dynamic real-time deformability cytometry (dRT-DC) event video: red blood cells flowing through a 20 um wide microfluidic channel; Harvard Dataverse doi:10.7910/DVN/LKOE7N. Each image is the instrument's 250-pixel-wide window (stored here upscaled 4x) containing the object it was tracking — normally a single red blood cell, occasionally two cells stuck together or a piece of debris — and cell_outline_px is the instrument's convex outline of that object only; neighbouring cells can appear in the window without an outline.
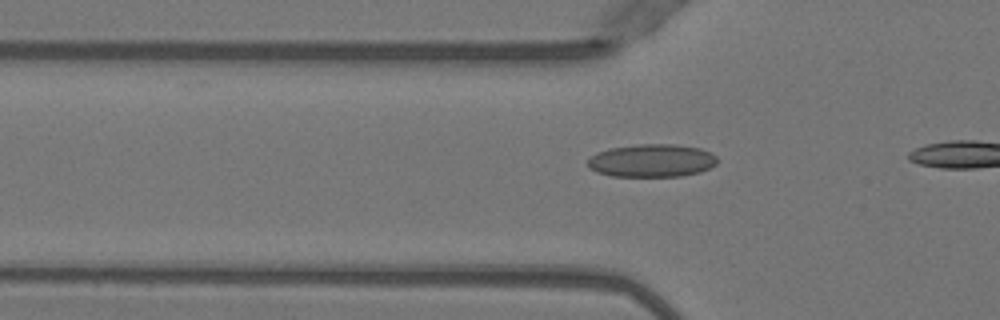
{"species": "Egyptian fruit bat (a non-hibernating species)", "species_latin": "Rousettus aegyptiacus", "temperature_condition": "warm", "stored_images_in_passage": 8, "camera_frame_rate_fps": 3000, "um_per_image_px": 0.085, "animal": {"sex": "female"}, "frame": {"image": 1, "passage_image": 2, "time_ms": 0.333, "image_size_px": [1000, 320], "cell_outline_px": [[716, 164], [700, 172], [680, 176], [612, 176], [596, 172], [588, 168], [588, 160], [596, 152], [608, 148], [640, 144], [676, 144], [700, 148], [716, 156]], "centroid_in_image_um": [55.37, 13.65], "position_along_channel_um": 70.4, "area_um2": 24.85}}
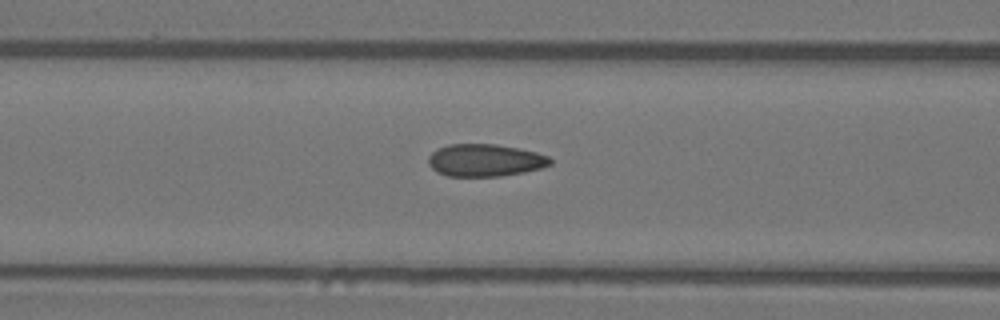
{"frame": {"image": 2, "passage_image": 6, "time_ms": 1.667, "image_size_px": [1000, 320], "cell_outline_px": [[552, 164], [540, 168], [524, 172], [500, 176], [448, 176], [436, 172], [428, 164], [428, 156], [432, 152], [448, 144], [496, 144], [536, 152], [548, 156], [552, 160]], "centroid_in_image_um": [41.21, 13.62], "position_along_channel_um": 125.4, "area_um2": 22.95}}